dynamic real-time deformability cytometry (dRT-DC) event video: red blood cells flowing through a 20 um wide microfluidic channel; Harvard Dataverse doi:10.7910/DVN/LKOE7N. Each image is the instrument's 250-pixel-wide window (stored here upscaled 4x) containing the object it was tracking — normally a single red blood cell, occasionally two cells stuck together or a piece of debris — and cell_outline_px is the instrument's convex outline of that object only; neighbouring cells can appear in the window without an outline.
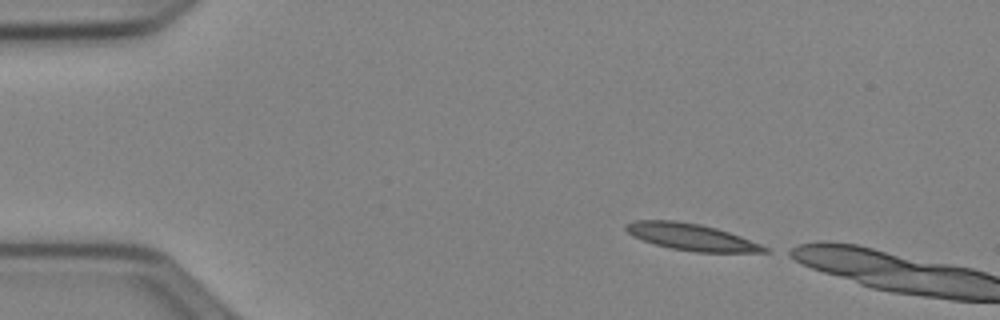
{"species": "Egyptian fruit bat (a non-hibernating species)", "species_latin": "Rousettus aegyptiacus", "temperature_condition": "cold", "stored_images_in_passage": 5, "camera_frame_rate_fps": 3000, "um_per_image_px": 0.085, "animal": {"sex": "female"}, "frame": {"image": 1, "passage_image": 1, "time_ms": 0.0, "image_size_px": [1000, 320], "cell_outline_px": [[768, 252], [696, 252], [672, 248], [656, 244], [632, 236], [624, 228], [624, 224], [636, 220], [676, 220], [700, 224], [716, 228], [740, 236], [760, 244], [768, 248]], "centroid_in_image_um": [58.73, 20.13], "position_along_channel_um": 26.3, "area_um2": 21.33}}